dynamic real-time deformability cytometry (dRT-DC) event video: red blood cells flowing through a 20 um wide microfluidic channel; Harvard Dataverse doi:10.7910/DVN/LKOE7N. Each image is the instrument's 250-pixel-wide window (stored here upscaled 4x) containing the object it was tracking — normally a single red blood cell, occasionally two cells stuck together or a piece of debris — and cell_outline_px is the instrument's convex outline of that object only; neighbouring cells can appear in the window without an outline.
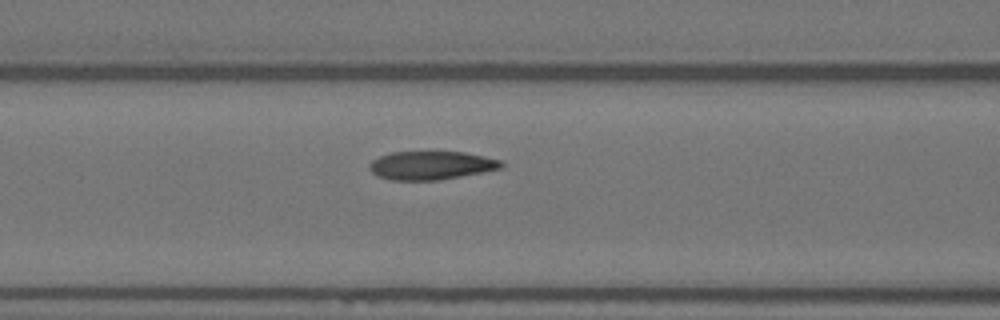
{"species": "Egyptian fruit bat (a non-hibernating species)", "species_latin": "Rousettus aegyptiacus", "temperature_condition": "warm", "stored_images_in_passage": 18, "camera_frame_rate_fps": 3000, "um_per_image_px": 0.085, "animal": {"sex": "female"}, "frame": {"image": 1, "passage_image": 13, "time_ms": 4.0, "image_size_px": [1000, 320], "cell_outline_px": [[504, 164], [500, 168], [440, 180], [388, 180], [376, 176], [368, 168], [368, 164], [372, 160], [380, 156], [392, 152], [464, 152], [500, 160]], "centroid_in_image_um": [36.57, 14.06], "position_along_channel_um": 130.0, "area_um2": 21.73}}
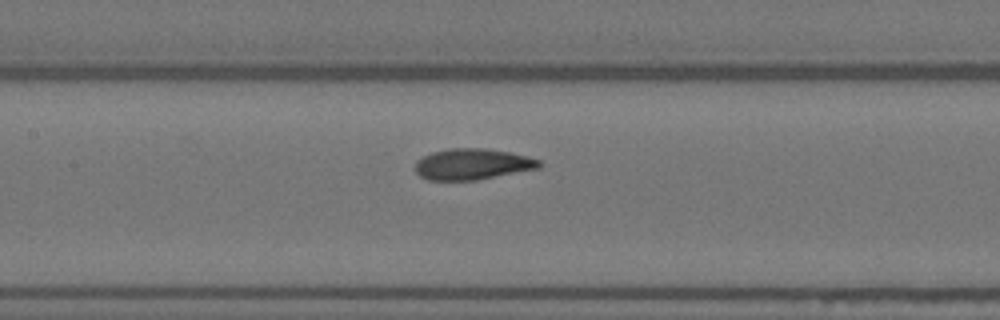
{"frame": {"image": 2, "passage_image": 16, "time_ms": 5.0, "image_size_px": [1000, 320], "cell_outline_px": [[544, 164], [540, 168], [476, 180], [428, 180], [420, 176], [416, 172], [416, 160], [432, 152], [448, 148], [484, 148], [508, 152], [540, 160]], "centroid_in_image_um": [40.15, 13.95], "position_along_channel_um": 167.2, "area_um2": 22.37}}